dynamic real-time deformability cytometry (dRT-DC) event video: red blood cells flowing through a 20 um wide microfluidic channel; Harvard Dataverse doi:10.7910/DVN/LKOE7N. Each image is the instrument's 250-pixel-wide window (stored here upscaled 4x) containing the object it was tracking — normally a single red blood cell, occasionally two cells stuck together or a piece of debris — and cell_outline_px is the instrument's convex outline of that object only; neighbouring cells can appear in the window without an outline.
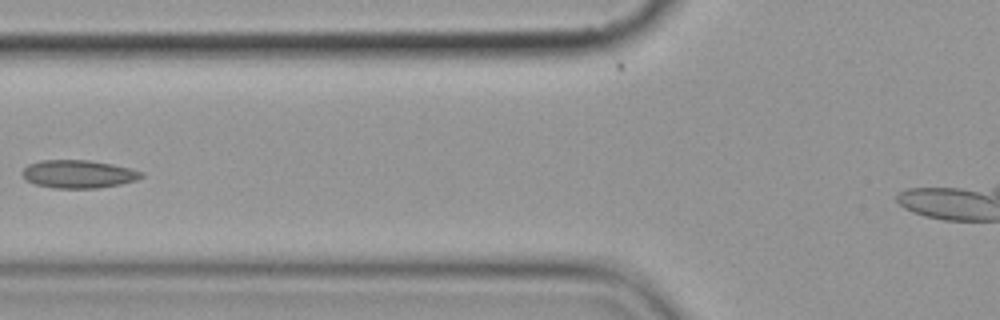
{"species": "common noctule bat (a hibernating species)", "species_latin": "Nyctalus noctula", "temperature_condition": "cold", "stored_images_in_passage": 9, "segment_of_instrument_passage": [1, 2], "camera_frame_rate_fps": 3000, "um_per_image_px": 0.085, "animal": {"sex": "female", "body_mass_g": 19.9}, "frame": {"image": 1, "passage_image": 6, "time_ms": 6.0, "image_size_px": [1000, 320], "cell_outline_px": [[144, 176], [136, 180], [120, 184], [96, 188], [52, 188], [36, 184], [28, 180], [20, 172], [28, 164], [40, 160], [88, 160], [112, 164], [144, 172]], "centroid_in_image_um": [6.66, 14.79], "position_along_channel_um": 119.1, "area_um2": 19.36}}
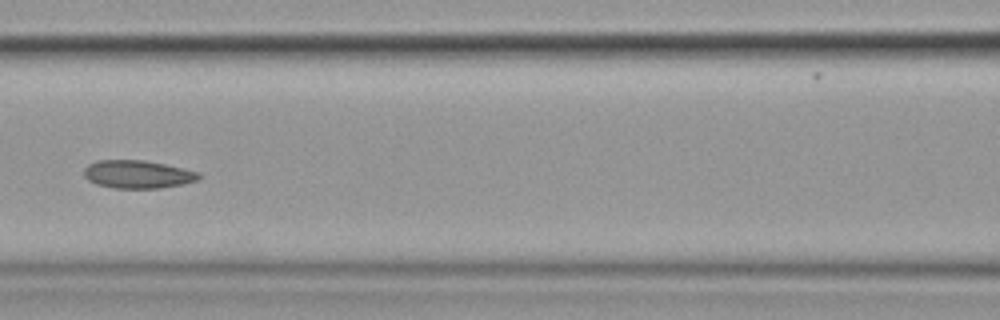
{"frame": {"image": 2, "passage_image": 7, "time_ms": 7.0, "image_size_px": [1000, 320], "cell_outline_px": [[200, 176], [196, 180], [180, 184], [160, 188], [116, 188], [96, 184], [88, 180], [84, 176], [84, 168], [88, 164], [96, 160], [144, 160], [164, 164], [200, 172]], "centroid_in_image_um": [11.65, 14.81], "position_along_channel_um": 154.9, "area_um2": 18.61}}
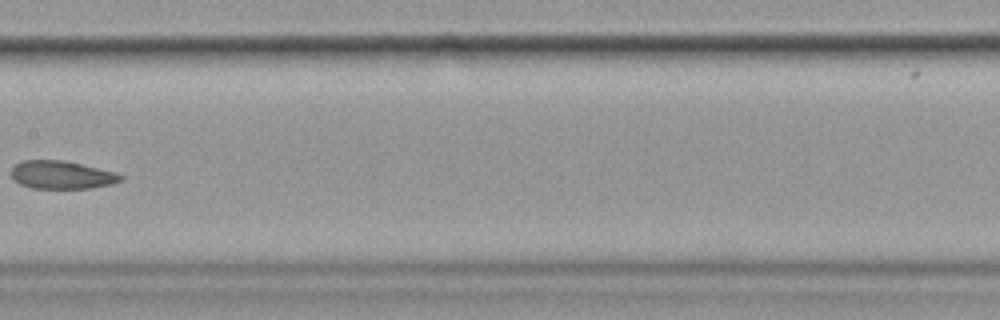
{"frame": {"image": 3, "passage_image": 8, "time_ms": 8.333, "image_size_px": [1000, 320], "cell_outline_px": [[124, 180], [112, 184], [92, 188], [32, 188], [20, 184], [12, 176], [12, 168], [16, 164], [24, 160], [64, 160], [116, 172], [124, 176]], "centroid_in_image_um": [5.3, 14.86], "position_along_channel_um": 202.1, "area_um2": 17.86}}